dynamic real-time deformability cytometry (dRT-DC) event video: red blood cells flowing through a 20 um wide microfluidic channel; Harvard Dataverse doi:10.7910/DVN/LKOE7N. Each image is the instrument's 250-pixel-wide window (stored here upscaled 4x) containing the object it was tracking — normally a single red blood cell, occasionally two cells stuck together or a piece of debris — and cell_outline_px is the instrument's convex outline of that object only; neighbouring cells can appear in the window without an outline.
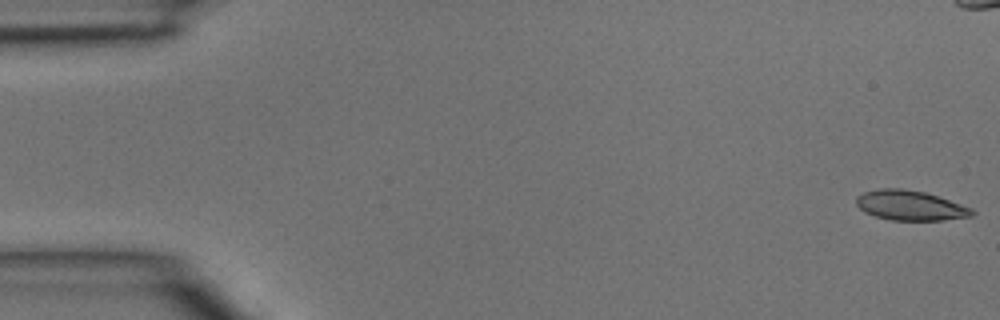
{"species": "common noctule bat (a hibernating species)", "species_latin": "Nyctalus noctula", "temperature_condition": "room temperature", "stored_images_in_passage": 5, "camera_frame_rate_fps": 3000, "um_per_image_px": 0.085, "animal": {"sex": "male", "body_mass_g": 15.6}, "frame": {"image": 1, "passage_image": 1, "time_ms": 0.0, "image_size_px": [1000, 320], "cell_outline_px": [[976, 212], [972, 216], [944, 220], [892, 220], [876, 216], [864, 212], [856, 204], [856, 196], [864, 192], [880, 188], [900, 188], [924, 192], [972, 208]], "centroid_in_image_um": [77.35, 17.46], "position_along_channel_um": 7.6, "area_um2": 20.0}}